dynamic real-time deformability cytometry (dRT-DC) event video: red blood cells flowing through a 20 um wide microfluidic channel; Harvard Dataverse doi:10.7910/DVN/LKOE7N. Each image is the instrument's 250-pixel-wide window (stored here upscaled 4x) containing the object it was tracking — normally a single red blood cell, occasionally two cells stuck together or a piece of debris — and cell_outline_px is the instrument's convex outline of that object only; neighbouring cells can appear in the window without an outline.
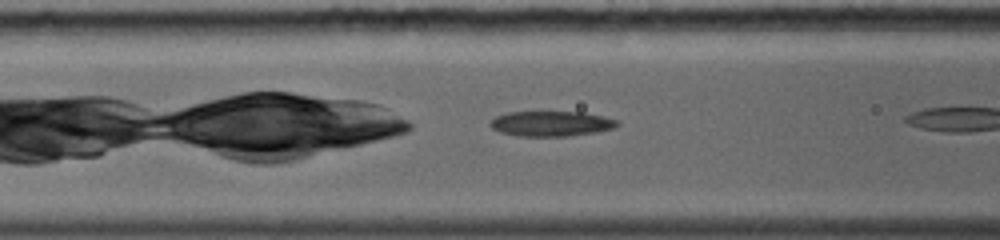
{"species": "common noctule bat (a hibernating species)", "species_latin": "Nyctalus noctula", "temperature_condition": "warm", "stored_images_in_passage": 17, "camera_frame_rate_fps": 5000, "um_per_image_px": 0.085, "animal": {"sex": "female", "body_mass_g": 19.0, "forearm_length_mm": 56.7}, "frame": {"image": 1, "passage_image": 8, "time_ms": 1.8, "image_size_px": [1000, 240], "cell_outline_px": [[620, 124], [612, 128], [596, 132], [568, 136], [516, 136], [500, 132], [492, 128], [488, 124], [496, 116], [508, 112], [584, 112], [616, 120]], "centroid_in_image_um": [46.8, 10.51], "position_along_channel_um": 119.8, "area_um2": 18.5}}